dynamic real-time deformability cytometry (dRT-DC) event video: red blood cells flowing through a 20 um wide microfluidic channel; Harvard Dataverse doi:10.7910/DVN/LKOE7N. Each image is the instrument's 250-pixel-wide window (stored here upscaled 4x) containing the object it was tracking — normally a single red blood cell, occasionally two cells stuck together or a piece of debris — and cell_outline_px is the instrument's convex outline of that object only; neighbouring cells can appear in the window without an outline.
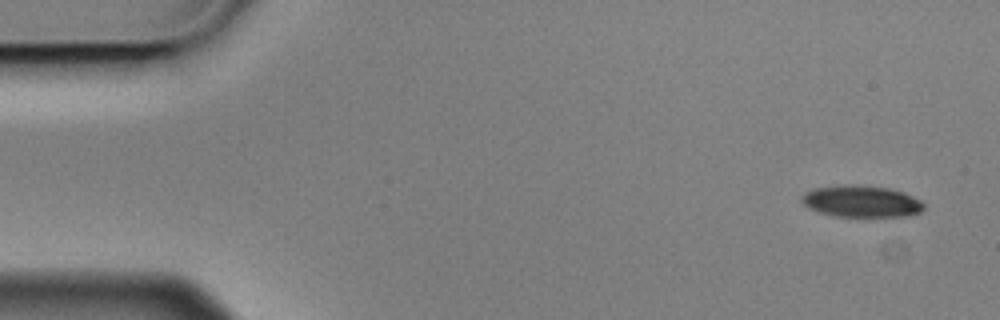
{"species": "Egyptian fruit bat (a non-hibernating species)", "species_latin": "Rousettus aegyptiacus", "temperature_condition": "cold", "stored_images_in_passage": 4, "camera_frame_rate_fps": 3000, "um_per_image_px": 0.085, "animal": {"sex": "male"}, "frame": {"image": 1, "passage_image": 1, "time_ms": 0.0, "image_size_px": [1000, 320], "cell_outline_px": [[924, 208], [920, 212], [908, 216], [836, 216], [820, 212], [808, 208], [800, 200], [800, 196], [804, 192], [812, 188], [836, 184], [856, 184], [888, 188], [904, 192], [920, 200], [924, 204]], "centroid_in_image_um": [73.17, 17.09], "position_along_channel_um": 11.8, "area_um2": 22.83}}
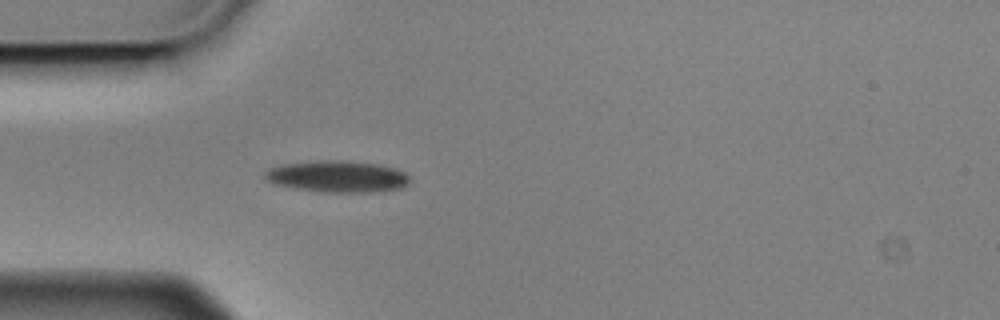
{"frame": {"image": 2, "passage_image": 4, "time_ms": 1.0, "image_size_px": [1000, 320], "cell_outline_px": [[408, 184], [400, 188], [372, 192], [324, 192], [296, 188], [276, 184], [268, 180], [264, 176], [264, 172], [280, 164], [316, 160], [344, 160], [376, 164], [396, 168], [404, 172], [408, 176]], "centroid_in_image_um": [28.68, 14.99], "position_along_channel_um": 56.3, "area_um2": 26.53}}